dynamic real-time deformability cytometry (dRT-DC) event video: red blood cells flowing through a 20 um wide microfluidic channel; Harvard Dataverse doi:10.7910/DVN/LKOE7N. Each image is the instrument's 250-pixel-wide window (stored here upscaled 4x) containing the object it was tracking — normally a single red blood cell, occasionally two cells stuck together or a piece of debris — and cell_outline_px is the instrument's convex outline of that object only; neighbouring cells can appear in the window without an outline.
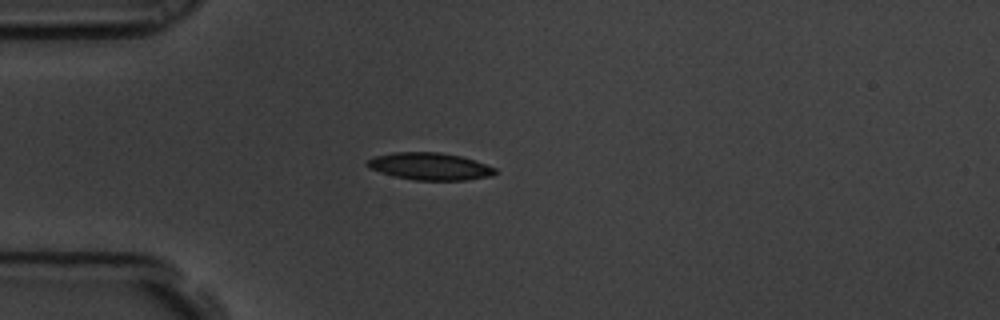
{"species": "common noctule bat (a hibernating species)", "species_latin": "Nyctalus noctula", "temperature_condition": "room temperature", "stored_images_in_passage": 4, "camera_frame_rate_fps": 3000, "um_per_image_px": 0.085, "animal": {"sex": "male", "body_mass_g": 19.5, "forearm_length_mm": 54.6}, "frame": {"image": 1, "passage_image": 4, "time_ms": 1.0, "image_size_px": [1000, 320], "cell_outline_px": [[496, 172], [492, 176], [464, 180], [416, 180], [396, 176], [380, 172], [364, 164], [368, 160], [376, 156], [392, 152], [440, 152], [460, 156], [476, 160], [496, 168]], "centroid_in_image_um": [36.57, 14.13], "position_along_channel_um": 48.4, "area_um2": 20.17}}